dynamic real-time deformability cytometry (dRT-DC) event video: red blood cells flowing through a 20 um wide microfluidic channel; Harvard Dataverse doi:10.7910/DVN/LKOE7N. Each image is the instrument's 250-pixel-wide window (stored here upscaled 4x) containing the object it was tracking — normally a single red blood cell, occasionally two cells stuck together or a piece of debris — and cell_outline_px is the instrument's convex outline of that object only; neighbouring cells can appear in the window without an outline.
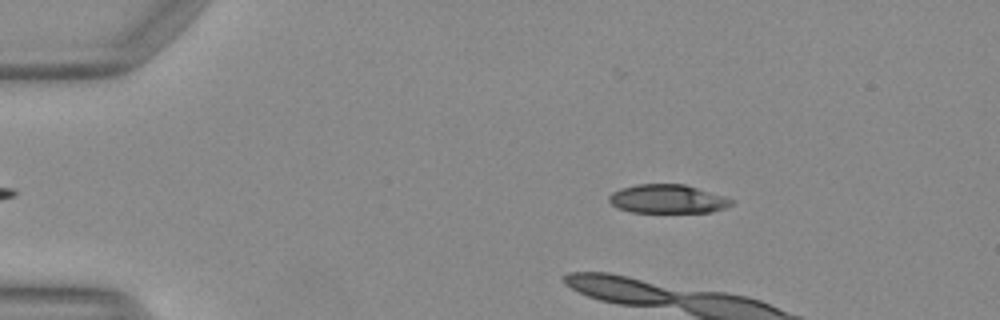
{"species": "Egyptian fruit bat (a non-hibernating species)", "species_latin": "Rousettus aegyptiacus", "temperature_condition": "warm", "stored_images_in_passage": 8, "camera_frame_rate_fps": 3000, "um_per_image_px": 0.085, "animal": {"sex": "female"}, "frame": {"image": 1, "passage_image": 4, "time_ms": 1.0, "image_size_px": [1000, 320], "cell_outline_px": [[732, 204], [724, 208], [712, 212], [632, 212], [620, 208], [612, 204], [608, 200], [608, 196], [612, 192], [620, 188], [636, 184], [684, 184], [724, 196], [732, 200]], "centroid_in_image_um": [56.72, 16.9], "position_along_channel_um": 28.3, "area_um2": 20.35}}